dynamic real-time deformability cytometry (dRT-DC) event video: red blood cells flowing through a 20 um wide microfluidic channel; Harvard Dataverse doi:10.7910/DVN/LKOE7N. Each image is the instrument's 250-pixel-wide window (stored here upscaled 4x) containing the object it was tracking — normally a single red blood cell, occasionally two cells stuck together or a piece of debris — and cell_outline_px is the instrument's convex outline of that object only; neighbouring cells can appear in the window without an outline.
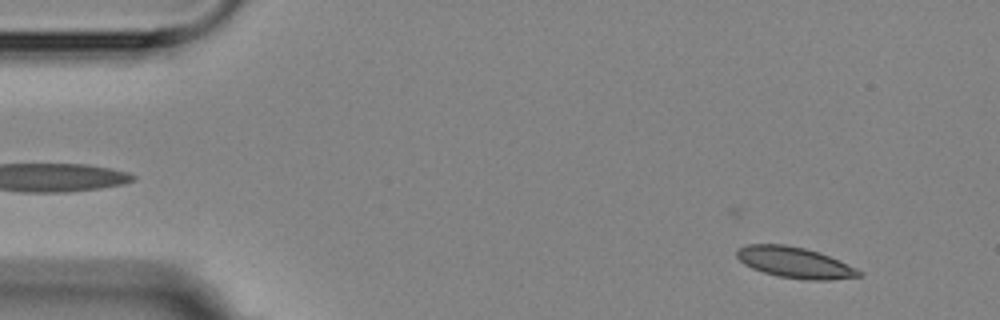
{"species": "Egyptian fruit bat (a non-hibernating species)", "species_latin": "Rousettus aegyptiacus", "temperature_condition": "room temperature", "stored_images_in_passage": 4, "camera_frame_rate_fps": 3000, "um_per_image_px": 0.085, "animal": {"sex": "female"}, "frame": {"image": 1, "passage_image": 1, "time_ms": 0.0, "image_size_px": [1000, 320], "cell_outline_px": [[864, 276], [832, 280], [804, 280], [776, 276], [752, 268], [744, 264], [736, 256], [736, 248], [748, 244], [784, 244], [804, 248], [820, 252], [856, 268], [864, 272]], "centroid_in_image_um": [67.57, 22.32], "position_along_channel_um": 17.4, "area_um2": 22.25}}
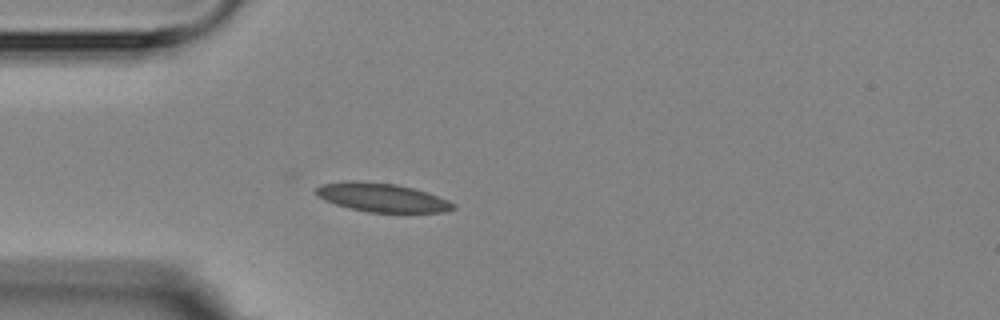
{"frame": {"image": 2, "passage_image": 4, "time_ms": 3.333, "image_size_px": [1000, 320], "cell_outline_px": [[456, 208], [444, 212], [368, 212], [348, 208], [324, 200], [316, 192], [316, 188], [324, 184], [396, 184], [412, 188], [448, 200], [456, 204]], "centroid_in_image_um": [32.58, 16.86], "position_along_channel_um": 52.4, "area_um2": 21.56}}